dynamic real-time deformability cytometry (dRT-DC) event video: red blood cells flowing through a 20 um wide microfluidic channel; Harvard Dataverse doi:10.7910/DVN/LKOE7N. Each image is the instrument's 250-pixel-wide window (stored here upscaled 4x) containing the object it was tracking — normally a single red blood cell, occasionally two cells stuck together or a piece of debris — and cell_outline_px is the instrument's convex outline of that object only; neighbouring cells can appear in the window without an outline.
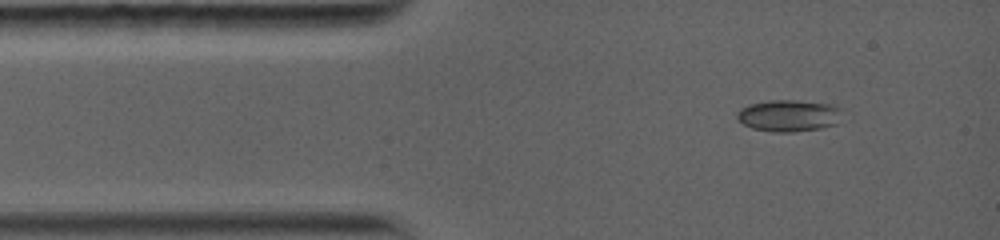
{"species": "common noctule bat (a hibernating species)", "species_latin": "Nyctalus noctula", "temperature_condition": "warm", "stored_images_in_passage": 4, "camera_frame_rate_fps": 5000, "um_per_image_px": 0.085, "animal": {"sex": "female", "body_mass_g": 19.0, "forearm_length_mm": 56.7}, "frame": {"image": 1, "passage_image": 2, "time_ms": 0.8, "image_size_px": [1000, 240], "cell_outline_px": [[836, 124], [820, 128], [792, 132], [772, 132], [752, 128], [736, 120], [736, 112], [752, 104], [780, 100], [788, 100], [828, 104], [836, 108]], "centroid_in_image_um": [66.93, 9.86], "position_along_channel_um": 18.1, "area_um2": 18.55}}
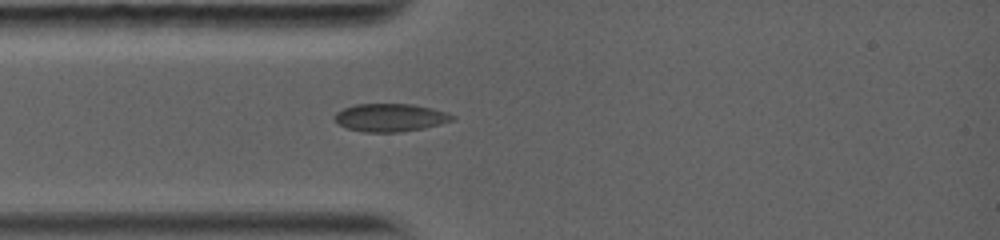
{"frame": {"image": 2, "passage_image": 4, "time_ms": 2.6, "image_size_px": [1000, 240], "cell_outline_px": [[456, 116], [452, 120], [440, 124], [424, 128], [400, 132], [364, 132], [348, 128], [340, 124], [336, 120], [336, 112], [344, 108], [356, 104], [408, 104], [428, 108], [444, 112]], "centroid_in_image_um": [33.16, 10.0], "position_along_channel_um": 51.8, "area_um2": 18.73}}